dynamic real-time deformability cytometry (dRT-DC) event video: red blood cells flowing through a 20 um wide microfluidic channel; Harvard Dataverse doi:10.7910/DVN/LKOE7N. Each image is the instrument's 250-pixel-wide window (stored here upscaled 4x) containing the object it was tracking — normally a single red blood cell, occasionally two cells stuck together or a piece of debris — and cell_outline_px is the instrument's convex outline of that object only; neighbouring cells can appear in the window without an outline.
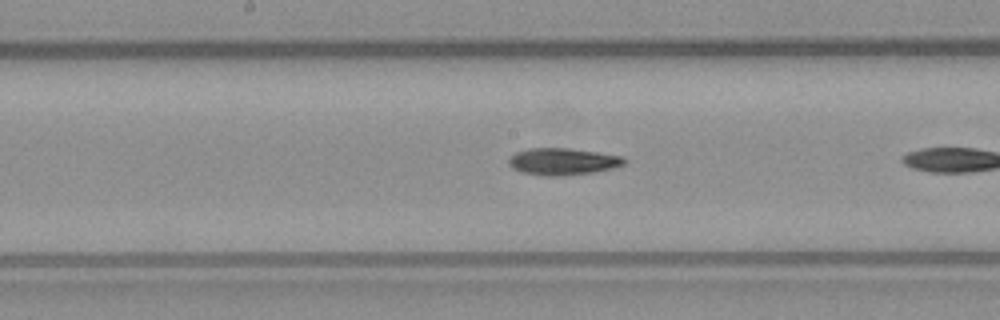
{"species": "common noctule bat (a hibernating species)", "species_latin": "Nyctalus noctula", "temperature_condition": "warm", "stored_images_in_passage": 10, "camera_frame_rate_fps": 3000, "um_per_image_px": 0.085, "animal": {"sex": "male", "body_mass_g": 23.1, "forearm_length_mm": 52.7}, "frame": {"image": 1, "passage_image": 9, "time_ms": 2.667, "image_size_px": [1000, 320], "cell_outline_px": [[628, 160], [624, 164], [612, 168], [592, 172], [564, 176], [544, 176], [524, 172], [512, 168], [508, 164], [508, 160], [516, 152], [528, 148], [568, 148], [596, 152], [620, 156]], "centroid_in_image_um": [47.82, 13.73], "position_along_channel_um": 200.4, "area_um2": 17.98}}